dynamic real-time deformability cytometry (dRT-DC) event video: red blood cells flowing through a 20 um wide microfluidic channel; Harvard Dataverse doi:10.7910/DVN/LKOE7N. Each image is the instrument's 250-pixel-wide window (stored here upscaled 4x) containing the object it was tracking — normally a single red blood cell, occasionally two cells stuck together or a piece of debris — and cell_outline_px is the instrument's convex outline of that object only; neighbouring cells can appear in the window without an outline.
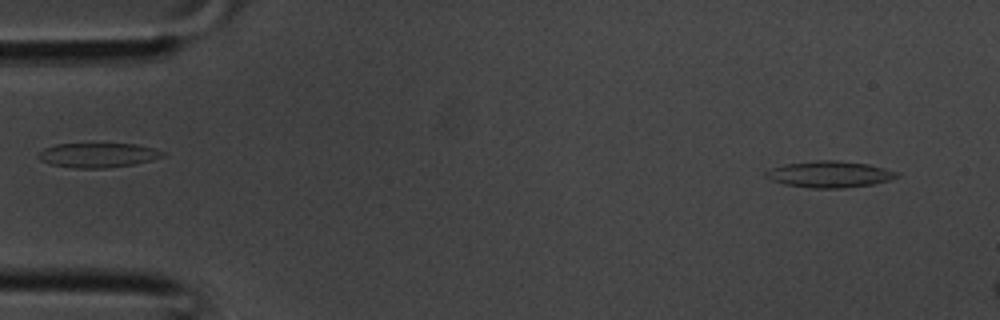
{"species": "common noctule bat (a hibernating species)", "species_latin": "Nyctalus noctula", "temperature_condition": "room temperature", "stored_images_in_passage": 8, "camera_frame_rate_fps": 3000, "um_per_image_px": 0.085, "animal": {"sex": "male", "body_mass_g": 20.1, "forearm_length_mm": 53.5}, "frame": {"image": 1, "passage_image": 2, "time_ms": 0.333, "image_size_px": [1000, 320], "cell_outline_px": [[900, 176], [888, 180], [872, 184], [844, 188], [812, 188], [784, 184], [768, 180], [764, 176], [764, 172], [772, 168], [784, 164], [816, 160], [836, 160], [868, 164], [900, 172]], "centroid_in_image_um": [70.48, 14.81], "position_along_channel_um": 14.5, "area_um2": 20.29}}